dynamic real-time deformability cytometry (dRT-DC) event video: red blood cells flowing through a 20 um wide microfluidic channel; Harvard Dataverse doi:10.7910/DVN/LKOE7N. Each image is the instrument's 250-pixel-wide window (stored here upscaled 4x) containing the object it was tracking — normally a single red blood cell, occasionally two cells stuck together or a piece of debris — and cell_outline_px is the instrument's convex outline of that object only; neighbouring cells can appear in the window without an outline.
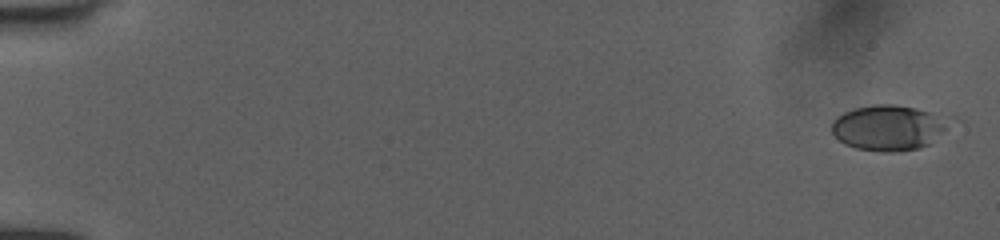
{"species": "human", "species_latin": "Homo sapiens", "temperature_condition": "room temperature", "stored_images_in_passage": 52, "camera_frame_rate_fps": 3000, "um_per_image_px": 0.085, "donor": {"sex": "female"}, "frame": {"image": 1, "passage_image": 1, "time_ms": 0.0, "image_size_px": [1000, 240], "cell_outline_px": [[956, 120], [948, 128], [928, 144], [916, 148], [892, 152], [880, 152], [856, 148], [844, 144], [832, 132], [832, 120], [836, 116], [844, 112], [856, 108], [876, 104], [892, 104], [916, 108], [956, 116]], "centroid_in_image_um": [75.62, 10.82], "position_along_channel_um": 9.4, "area_um2": 31.67}}
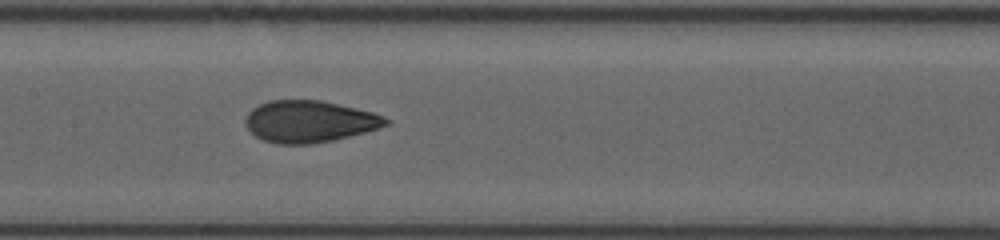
{"frame": {"image": 2, "passage_image": 27, "time_ms": 8.667, "image_size_px": [1000, 240], "cell_outline_px": [[392, 120], [388, 124], [364, 132], [332, 140], [308, 144], [276, 144], [264, 140], [256, 136], [244, 124], [244, 120], [248, 112], [252, 108], [268, 100], [320, 100], [372, 112], [384, 116]], "centroid_in_image_um": [26.26, 10.32], "position_along_channel_um": 181.1, "area_um2": 33.99}}
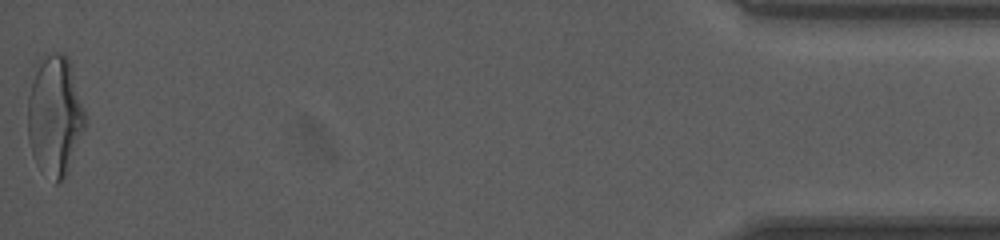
{"frame": {"image": 3, "passage_image": 52, "time_ms": 17.0, "image_size_px": [1000, 240], "cell_outline_px": [[88, 120], [68, 172], [56, 184], [36, 164], [32, 156], [28, 140], [28, 96], [32, 64], [40, 56], [52, 52], [64, 52], [68, 56]], "centroid_in_image_um": [4.64, 9.75], "position_along_channel_um": 430.6, "area_um2": 41.33}, "authors_computed_cell_mechanics": {"area_um2": 33.8708, "velocity_mm_per_s": 4.0341, "shape_relaxation_time_tau1_ms": 5.7914, "shape_relaxation_time_tau2_ms": 1.064, "deformation_change_tau1": 0.1879, "deformation_change_tau2": 0.0708}}